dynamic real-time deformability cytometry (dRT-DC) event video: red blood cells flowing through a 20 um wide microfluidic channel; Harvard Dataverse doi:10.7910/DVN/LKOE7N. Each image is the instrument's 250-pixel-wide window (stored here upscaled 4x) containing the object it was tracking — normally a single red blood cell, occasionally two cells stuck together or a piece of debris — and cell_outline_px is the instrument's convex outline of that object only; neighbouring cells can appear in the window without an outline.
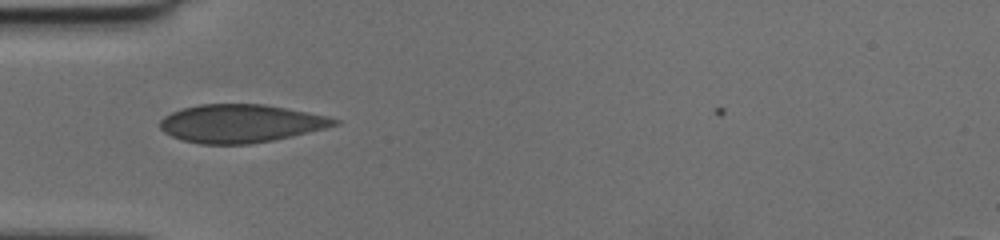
{"species": "human", "species_latin": "Homo sapiens", "temperature_condition": "cold", "stored_images_in_passage": 34, "camera_frame_rate_fps": 3000, "um_per_image_px": 0.085, "donor": {"sex": "female"}, "frame": {"image": 1, "passage_image": 1, "time_ms": 0.0, "image_size_px": [1000, 240], "cell_outline_px": [[340, 124], [308, 132], [272, 140], [252, 144], [200, 144], [184, 140], [172, 136], [164, 132], [160, 128], [160, 120], [164, 116], [172, 112], [184, 108], [200, 104], [264, 104], [308, 112], [328, 116], [340, 120]], "centroid_in_image_um": [20.46, 10.49], "position_along_channel_um": 64.5, "area_um2": 38.55}}
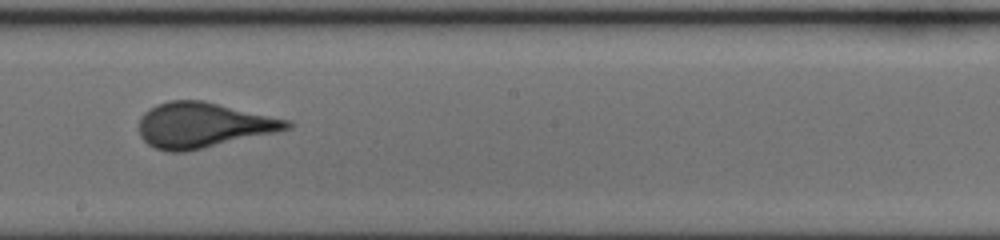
{"frame": {"image": 2, "passage_image": 13, "time_ms": 4.0, "image_size_px": [1000, 240], "cell_outline_px": [[292, 128], [276, 132], [184, 152], [164, 152], [148, 144], [140, 136], [140, 116], [148, 108], [156, 104], [168, 100], [204, 100], [292, 120]], "centroid_in_image_um": [17.27, 10.62], "position_along_channel_um": 230.9, "area_um2": 39.19}}
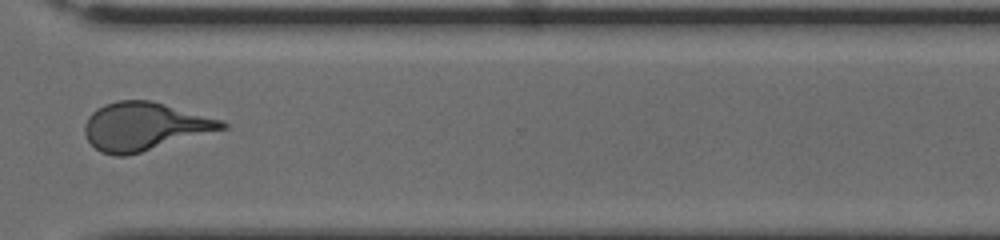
{"frame": {"image": 3, "passage_image": 22, "time_ms": 7.0, "image_size_px": [1000, 240], "cell_outline_px": [[228, 128], [128, 156], [116, 156], [100, 152], [88, 140], [84, 132], [84, 124], [88, 116], [96, 108], [104, 104], [116, 100], [152, 100], [224, 120], [228, 124]], "centroid_in_image_um": [12.29, 10.74], "position_along_channel_um": 358.3, "area_um2": 38.84}}